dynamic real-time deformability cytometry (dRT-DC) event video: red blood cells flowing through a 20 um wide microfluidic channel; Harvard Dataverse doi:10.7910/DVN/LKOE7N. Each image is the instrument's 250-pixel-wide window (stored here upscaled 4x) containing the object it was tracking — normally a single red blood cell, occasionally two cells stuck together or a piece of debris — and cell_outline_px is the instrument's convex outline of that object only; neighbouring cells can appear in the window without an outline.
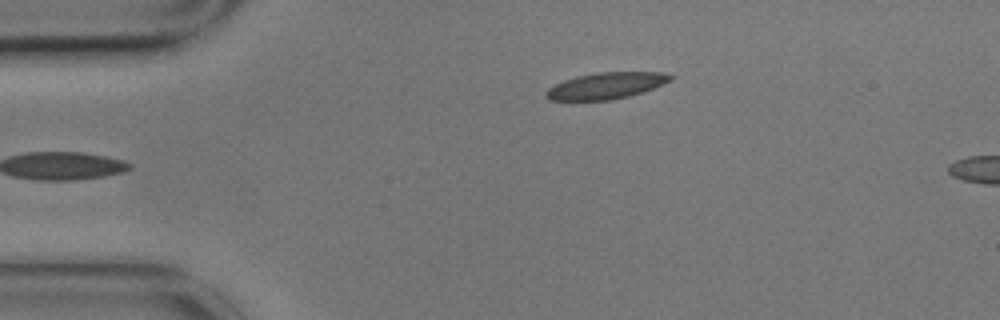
{"species": "common noctule bat (a hibernating species)", "species_latin": "Nyctalus noctula", "temperature_condition": "cold", "stored_images_in_passage": 3, "camera_frame_rate_fps": 3000, "um_per_image_px": 0.085, "animal": {"sex": "male", "body_mass_g": 17.9}, "frame": {"image": 1, "passage_image": 3, "time_ms": 0.667, "image_size_px": [1000, 320], "cell_outline_px": [[676, 76], [672, 80], [644, 92], [612, 100], [548, 100], [544, 96], [544, 92], [548, 88], [564, 80], [576, 76], [596, 72], [664, 72]], "centroid_in_image_um": [51.53, 7.28], "position_along_channel_um": 33.5, "area_um2": 19.36}}